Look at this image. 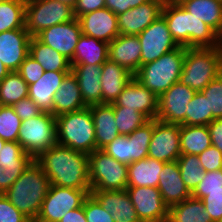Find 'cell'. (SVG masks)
<instances>
[{
  "label": "cell",
  "mask_w": 222,
  "mask_h": 222,
  "mask_svg": "<svg viewBox=\"0 0 222 222\" xmlns=\"http://www.w3.org/2000/svg\"><path fill=\"white\" fill-rule=\"evenodd\" d=\"M35 161L43 168L51 185L91 190L89 154L56 143Z\"/></svg>",
  "instance_id": "cell-1"
},
{
  "label": "cell",
  "mask_w": 222,
  "mask_h": 222,
  "mask_svg": "<svg viewBox=\"0 0 222 222\" xmlns=\"http://www.w3.org/2000/svg\"><path fill=\"white\" fill-rule=\"evenodd\" d=\"M171 37L185 48H215L222 46V38L206 23L192 16L180 4L163 5L162 15Z\"/></svg>",
  "instance_id": "cell-2"
},
{
  "label": "cell",
  "mask_w": 222,
  "mask_h": 222,
  "mask_svg": "<svg viewBox=\"0 0 222 222\" xmlns=\"http://www.w3.org/2000/svg\"><path fill=\"white\" fill-rule=\"evenodd\" d=\"M50 185L43 168L34 160L3 194L21 213L34 222Z\"/></svg>",
  "instance_id": "cell-3"
},
{
  "label": "cell",
  "mask_w": 222,
  "mask_h": 222,
  "mask_svg": "<svg viewBox=\"0 0 222 222\" xmlns=\"http://www.w3.org/2000/svg\"><path fill=\"white\" fill-rule=\"evenodd\" d=\"M57 143L90 154L97 150L89 106L55 117Z\"/></svg>",
  "instance_id": "cell-4"
},
{
  "label": "cell",
  "mask_w": 222,
  "mask_h": 222,
  "mask_svg": "<svg viewBox=\"0 0 222 222\" xmlns=\"http://www.w3.org/2000/svg\"><path fill=\"white\" fill-rule=\"evenodd\" d=\"M185 54L186 48L178 46L155 61L140 66L134 78L159 97L179 81Z\"/></svg>",
  "instance_id": "cell-5"
},
{
  "label": "cell",
  "mask_w": 222,
  "mask_h": 222,
  "mask_svg": "<svg viewBox=\"0 0 222 222\" xmlns=\"http://www.w3.org/2000/svg\"><path fill=\"white\" fill-rule=\"evenodd\" d=\"M222 73V46L215 48H186L179 81L195 92L202 91Z\"/></svg>",
  "instance_id": "cell-6"
},
{
  "label": "cell",
  "mask_w": 222,
  "mask_h": 222,
  "mask_svg": "<svg viewBox=\"0 0 222 222\" xmlns=\"http://www.w3.org/2000/svg\"><path fill=\"white\" fill-rule=\"evenodd\" d=\"M91 191L126 190L128 165L115 160L102 149L89 154Z\"/></svg>",
  "instance_id": "cell-7"
},
{
  "label": "cell",
  "mask_w": 222,
  "mask_h": 222,
  "mask_svg": "<svg viewBox=\"0 0 222 222\" xmlns=\"http://www.w3.org/2000/svg\"><path fill=\"white\" fill-rule=\"evenodd\" d=\"M17 142L36 159L57 143L55 116L42 111L36 117L22 120Z\"/></svg>",
  "instance_id": "cell-8"
},
{
  "label": "cell",
  "mask_w": 222,
  "mask_h": 222,
  "mask_svg": "<svg viewBox=\"0 0 222 222\" xmlns=\"http://www.w3.org/2000/svg\"><path fill=\"white\" fill-rule=\"evenodd\" d=\"M74 19V8L59 0H34L25 6V29L31 37L51 26Z\"/></svg>",
  "instance_id": "cell-9"
},
{
  "label": "cell",
  "mask_w": 222,
  "mask_h": 222,
  "mask_svg": "<svg viewBox=\"0 0 222 222\" xmlns=\"http://www.w3.org/2000/svg\"><path fill=\"white\" fill-rule=\"evenodd\" d=\"M90 192L91 190L50 185L34 222H59L68 211L83 206Z\"/></svg>",
  "instance_id": "cell-10"
},
{
  "label": "cell",
  "mask_w": 222,
  "mask_h": 222,
  "mask_svg": "<svg viewBox=\"0 0 222 222\" xmlns=\"http://www.w3.org/2000/svg\"><path fill=\"white\" fill-rule=\"evenodd\" d=\"M180 155V124L153 119V133L148 147V157L163 162H172L176 161Z\"/></svg>",
  "instance_id": "cell-11"
},
{
  "label": "cell",
  "mask_w": 222,
  "mask_h": 222,
  "mask_svg": "<svg viewBox=\"0 0 222 222\" xmlns=\"http://www.w3.org/2000/svg\"><path fill=\"white\" fill-rule=\"evenodd\" d=\"M141 49V66L153 62L178 45L171 37L166 20L160 16L138 35Z\"/></svg>",
  "instance_id": "cell-12"
},
{
  "label": "cell",
  "mask_w": 222,
  "mask_h": 222,
  "mask_svg": "<svg viewBox=\"0 0 222 222\" xmlns=\"http://www.w3.org/2000/svg\"><path fill=\"white\" fill-rule=\"evenodd\" d=\"M126 191L141 222H167L169 207L157 187L127 186Z\"/></svg>",
  "instance_id": "cell-13"
},
{
  "label": "cell",
  "mask_w": 222,
  "mask_h": 222,
  "mask_svg": "<svg viewBox=\"0 0 222 222\" xmlns=\"http://www.w3.org/2000/svg\"><path fill=\"white\" fill-rule=\"evenodd\" d=\"M196 92L180 81L159 96L156 119L181 124L186 118L187 105Z\"/></svg>",
  "instance_id": "cell-14"
},
{
  "label": "cell",
  "mask_w": 222,
  "mask_h": 222,
  "mask_svg": "<svg viewBox=\"0 0 222 222\" xmlns=\"http://www.w3.org/2000/svg\"><path fill=\"white\" fill-rule=\"evenodd\" d=\"M82 35L81 25L77 18L51 26L38 33L35 37L45 45L53 48L71 60Z\"/></svg>",
  "instance_id": "cell-15"
},
{
  "label": "cell",
  "mask_w": 222,
  "mask_h": 222,
  "mask_svg": "<svg viewBox=\"0 0 222 222\" xmlns=\"http://www.w3.org/2000/svg\"><path fill=\"white\" fill-rule=\"evenodd\" d=\"M163 2L148 0L117 15L119 34L138 36L162 15Z\"/></svg>",
  "instance_id": "cell-16"
},
{
  "label": "cell",
  "mask_w": 222,
  "mask_h": 222,
  "mask_svg": "<svg viewBox=\"0 0 222 222\" xmlns=\"http://www.w3.org/2000/svg\"><path fill=\"white\" fill-rule=\"evenodd\" d=\"M31 35L25 28L0 33V61L9 72L18 71L29 55Z\"/></svg>",
  "instance_id": "cell-17"
},
{
  "label": "cell",
  "mask_w": 222,
  "mask_h": 222,
  "mask_svg": "<svg viewBox=\"0 0 222 222\" xmlns=\"http://www.w3.org/2000/svg\"><path fill=\"white\" fill-rule=\"evenodd\" d=\"M158 101L159 97L154 92L145 88L133 77L114 103L119 107L137 110L149 120H153L157 117Z\"/></svg>",
  "instance_id": "cell-18"
},
{
  "label": "cell",
  "mask_w": 222,
  "mask_h": 222,
  "mask_svg": "<svg viewBox=\"0 0 222 222\" xmlns=\"http://www.w3.org/2000/svg\"><path fill=\"white\" fill-rule=\"evenodd\" d=\"M78 20L85 36L110 43L119 35L117 15L106 7L81 15Z\"/></svg>",
  "instance_id": "cell-19"
},
{
  "label": "cell",
  "mask_w": 222,
  "mask_h": 222,
  "mask_svg": "<svg viewBox=\"0 0 222 222\" xmlns=\"http://www.w3.org/2000/svg\"><path fill=\"white\" fill-rule=\"evenodd\" d=\"M141 49L138 36L119 34L108 47V60L125 67L133 75L141 66Z\"/></svg>",
  "instance_id": "cell-20"
},
{
  "label": "cell",
  "mask_w": 222,
  "mask_h": 222,
  "mask_svg": "<svg viewBox=\"0 0 222 222\" xmlns=\"http://www.w3.org/2000/svg\"><path fill=\"white\" fill-rule=\"evenodd\" d=\"M111 214L114 222H141L126 190L90 192Z\"/></svg>",
  "instance_id": "cell-21"
},
{
  "label": "cell",
  "mask_w": 222,
  "mask_h": 222,
  "mask_svg": "<svg viewBox=\"0 0 222 222\" xmlns=\"http://www.w3.org/2000/svg\"><path fill=\"white\" fill-rule=\"evenodd\" d=\"M157 188L161 193L163 202L168 207L191 197V193L186 188L180 175L177 160L164 163V167L159 175Z\"/></svg>",
  "instance_id": "cell-22"
},
{
  "label": "cell",
  "mask_w": 222,
  "mask_h": 222,
  "mask_svg": "<svg viewBox=\"0 0 222 222\" xmlns=\"http://www.w3.org/2000/svg\"><path fill=\"white\" fill-rule=\"evenodd\" d=\"M76 77L83 102L87 105L102 104V65L78 64L71 67Z\"/></svg>",
  "instance_id": "cell-23"
},
{
  "label": "cell",
  "mask_w": 222,
  "mask_h": 222,
  "mask_svg": "<svg viewBox=\"0 0 222 222\" xmlns=\"http://www.w3.org/2000/svg\"><path fill=\"white\" fill-rule=\"evenodd\" d=\"M68 73L70 72L45 71L37 82L28 85V97L41 111L53 115V96Z\"/></svg>",
  "instance_id": "cell-24"
},
{
  "label": "cell",
  "mask_w": 222,
  "mask_h": 222,
  "mask_svg": "<svg viewBox=\"0 0 222 222\" xmlns=\"http://www.w3.org/2000/svg\"><path fill=\"white\" fill-rule=\"evenodd\" d=\"M101 74L102 104L114 103L123 88L134 77L125 67L109 60L102 65Z\"/></svg>",
  "instance_id": "cell-25"
},
{
  "label": "cell",
  "mask_w": 222,
  "mask_h": 222,
  "mask_svg": "<svg viewBox=\"0 0 222 222\" xmlns=\"http://www.w3.org/2000/svg\"><path fill=\"white\" fill-rule=\"evenodd\" d=\"M86 106L76 77L72 72L68 73L53 96V116L77 111Z\"/></svg>",
  "instance_id": "cell-26"
},
{
  "label": "cell",
  "mask_w": 222,
  "mask_h": 222,
  "mask_svg": "<svg viewBox=\"0 0 222 222\" xmlns=\"http://www.w3.org/2000/svg\"><path fill=\"white\" fill-rule=\"evenodd\" d=\"M94 121L97 149H102L118 137L114 108L112 104H94L89 106Z\"/></svg>",
  "instance_id": "cell-27"
},
{
  "label": "cell",
  "mask_w": 222,
  "mask_h": 222,
  "mask_svg": "<svg viewBox=\"0 0 222 222\" xmlns=\"http://www.w3.org/2000/svg\"><path fill=\"white\" fill-rule=\"evenodd\" d=\"M109 43L81 35L77 42L71 67L78 64L103 65L108 60Z\"/></svg>",
  "instance_id": "cell-28"
},
{
  "label": "cell",
  "mask_w": 222,
  "mask_h": 222,
  "mask_svg": "<svg viewBox=\"0 0 222 222\" xmlns=\"http://www.w3.org/2000/svg\"><path fill=\"white\" fill-rule=\"evenodd\" d=\"M164 163L147 156L145 159L129 164L127 186L157 187Z\"/></svg>",
  "instance_id": "cell-29"
},
{
  "label": "cell",
  "mask_w": 222,
  "mask_h": 222,
  "mask_svg": "<svg viewBox=\"0 0 222 222\" xmlns=\"http://www.w3.org/2000/svg\"><path fill=\"white\" fill-rule=\"evenodd\" d=\"M180 5L200 19L222 38V2L218 0H183Z\"/></svg>",
  "instance_id": "cell-30"
},
{
  "label": "cell",
  "mask_w": 222,
  "mask_h": 222,
  "mask_svg": "<svg viewBox=\"0 0 222 222\" xmlns=\"http://www.w3.org/2000/svg\"><path fill=\"white\" fill-rule=\"evenodd\" d=\"M29 55L44 68V71L71 72L70 60L36 37H31Z\"/></svg>",
  "instance_id": "cell-31"
},
{
  "label": "cell",
  "mask_w": 222,
  "mask_h": 222,
  "mask_svg": "<svg viewBox=\"0 0 222 222\" xmlns=\"http://www.w3.org/2000/svg\"><path fill=\"white\" fill-rule=\"evenodd\" d=\"M167 222H212L200 199L190 197L168 208Z\"/></svg>",
  "instance_id": "cell-32"
},
{
  "label": "cell",
  "mask_w": 222,
  "mask_h": 222,
  "mask_svg": "<svg viewBox=\"0 0 222 222\" xmlns=\"http://www.w3.org/2000/svg\"><path fill=\"white\" fill-rule=\"evenodd\" d=\"M211 146L210 132L206 125H180L181 154L198 155Z\"/></svg>",
  "instance_id": "cell-33"
},
{
  "label": "cell",
  "mask_w": 222,
  "mask_h": 222,
  "mask_svg": "<svg viewBox=\"0 0 222 222\" xmlns=\"http://www.w3.org/2000/svg\"><path fill=\"white\" fill-rule=\"evenodd\" d=\"M28 84L17 71H12L0 82V105L12 106L28 97Z\"/></svg>",
  "instance_id": "cell-34"
},
{
  "label": "cell",
  "mask_w": 222,
  "mask_h": 222,
  "mask_svg": "<svg viewBox=\"0 0 222 222\" xmlns=\"http://www.w3.org/2000/svg\"><path fill=\"white\" fill-rule=\"evenodd\" d=\"M25 6L22 0H5L0 3V33L25 28Z\"/></svg>",
  "instance_id": "cell-35"
},
{
  "label": "cell",
  "mask_w": 222,
  "mask_h": 222,
  "mask_svg": "<svg viewBox=\"0 0 222 222\" xmlns=\"http://www.w3.org/2000/svg\"><path fill=\"white\" fill-rule=\"evenodd\" d=\"M180 175L190 193L204 178L205 171L197 155L181 154L177 159Z\"/></svg>",
  "instance_id": "cell-36"
},
{
  "label": "cell",
  "mask_w": 222,
  "mask_h": 222,
  "mask_svg": "<svg viewBox=\"0 0 222 222\" xmlns=\"http://www.w3.org/2000/svg\"><path fill=\"white\" fill-rule=\"evenodd\" d=\"M186 118L180 125H208L214 118L209 113L208 99L196 92L187 105Z\"/></svg>",
  "instance_id": "cell-37"
},
{
  "label": "cell",
  "mask_w": 222,
  "mask_h": 222,
  "mask_svg": "<svg viewBox=\"0 0 222 222\" xmlns=\"http://www.w3.org/2000/svg\"><path fill=\"white\" fill-rule=\"evenodd\" d=\"M116 126L120 135H129L137 128L143 126L149 119L137 110L119 107L112 103Z\"/></svg>",
  "instance_id": "cell-38"
},
{
  "label": "cell",
  "mask_w": 222,
  "mask_h": 222,
  "mask_svg": "<svg viewBox=\"0 0 222 222\" xmlns=\"http://www.w3.org/2000/svg\"><path fill=\"white\" fill-rule=\"evenodd\" d=\"M153 133V120L134 130L130 135L132 163L148 156V147Z\"/></svg>",
  "instance_id": "cell-39"
},
{
  "label": "cell",
  "mask_w": 222,
  "mask_h": 222,
  "mask_svg": "<svg viewBox=\"0 0 222 222\" xmlns=\"http://www.w3.org/2000/svg\"><path fill=\"white\" fill-rule=\"evenodd\" d=\"M22 120L11 106L0 105V138L16 142Z\"/></svg>",
  "instance_id": "cell-40"
},
{
  "label": "cell",
  "mask_w": 222,
  "mask_h": 222,
  "mask_svg": "<svg viewBox=\"0 0 222 222\" xmlns=\"http://www.w3.org/2000/svg\"><path fill=\"white\" fill-rule=\"evenodd\" d=\"M191 197L200 199L203 202L212 222L222 221V190L193 191Z\"/></svg>",
  "instance_id": "cell-41"
},
{
  "label": "cell",
  "mask_w": 222,
  "mask_h": 222,
  "mask_svg": "<svg viewBox=\"0 0 222 222\" xmlns=\"http://www.w3.org/2000/svg\"><path fill=\"white\" fill-rule=\"evenodd\" d=\"M102 150L119 162L127 165L132 164L130 135H119Z\"/></svg>",
  "instance_id": "cell-42"
},
{
  "label": "cell",
  "mask_w": 222,
  "mask_h": 222,
  "mask_svg": "<svg viewBox=\"0 0 222 222\" xmlns=\"http://www.w3.org/2000/svg\"><path fill=\"white\" fill-rule=\"evenodd\" d=\"M33 161L0 163V194L5 193Z\"/></svg>",
  "instance_id": "cell-43"
},
{
  "label": "cell",
  "mask_w": 222,
  "mask_h": 222,
  "mask_svg": "<svg viewBox=\"0 0 222 222\" xmlns=\"http://www.w3.org/2000/svg\"><path fill=\"white\" fill-rule=\"evenodd\" d=\"M201 92L208 99L209 113H212L213 118H222V73Z\"/></svg>",
  "instance_id": "cell-44"
},
{
  "label": "cell",
  "mask_w": 222,
  "mask_h": 222,
  "mask_svg": "<svg viewBox=\"0 0 222 222\" xmlns=\"http://www.w3.org/2000/svg\"><path fill=\"white\" fill-rule=\"evenodd\" d=\"M84 213L87 222H114L111 214L91 193L84 200Z\"/></svg>",
  "instance_id": "cell-45"
},
{
  "label": "cell",
  "mask_w": 222,
  "mask_h": 222,
  "mask_svg": "<svg viewBox=\"0 0 222 222\" xmlns=\"http://www.w3.org/2000/svg\"><path fill=\"white\" fill-rule=\"evenodd\" d=\"M34 160L35 159L31 155L23 150L22 146L17 141H6L0 151V163Z\"/></svg>",
  "instance_id": "cell-46"
},
{
  "label": "cell",
  "mask_w": 222,
  "mask_h": 222,
  "mask_svg": "<svg viewBox=\"0 0 222 222\" xmlns=\"http://www.w3.org/2000/svg\"><path fill=\"white\" fill-rule=\"evenodd\" d=\"M22 79L28 84L37 82L44 74V68L34 60L30 55H28L17 71Z\"/></svg>",
  "instance_id": "cell-47"
},
{
  "label": "cell",
  "mask_w": 222,
  "mask_h": 222,
  "mask_svg": "<svg viewBox=\"0 0 222 222\" xmlns=\"http://www.w3.org/2000/svg\"><path fill=\"white\" fill-rule=\"evenodd\" d=\"M0 222H32L4 194H0Z\"/></svg>",
  "instance_id": "cell-48"
},
{
  "label": "cell",
  "mask_w": 222,
  "mask_h": 222,
  "mask_svg": "<svg viewBox=\"0 0 222 222\" xmlns=\"http://www.w3.org/2000/svg\"><path fill=\"white\" fill-rule=\"evenodd\" d=\"M205 172L222 169V152L211 145L197 155Z\"/></svg>",
  "instance_id": "cell-49"
},
{
  "label": "cell",
  "mask_w": 222,
  "mask_h": 222,
  "mask_svg": "<svg viewBox=\"0 0 222 222\" xmlns=\"http://www.w3.org/2000/svg\"><path fill=\"white\" fill-rule=\"evenodd\" d=\"M216 190H222V169L205 172L204 178L194 189V191Z\"/></svg>",
  "instance_id": "cell-50"
},
{
  "label": "cell",
  "mask_w": 222,
  "mask_h": 222,
  "mask_svg": "<svg viewBox=\"0 0 222 222\" xmlns=\"http://www.w3.org/2000/svg\"><path fill=\"white\" fill-rule=\"evenodd\" d=\"M21 120L38 116L42 111L29 97L21 99L11 106Z\"/></svg>",
  "instance_id": "cell-51"
},
{
  "label": "cell",
  "mask_w": 222,
  "mask_h": 222,
  "mask_svg": "<svg viewBox=\"0 0 222 222\" xmlns=\"http://www.w3.org/2000/svg\"><path fill=\"white\" fill-rule=\"evenodd\" d=\"M147 1L148 0H105V7L114 14L119 15Z\"/></svg>",
  "instance_id": "cell-52"
},
{
  "label": "cell",
  "mask_w": 222,
  "mask_h": 222,
  "mask_svg": "<svg viewBox=\"0 0 222 222\" xmlns=\"http://www.w3.org/2000/svg\"><path fill=\"white\" fill-rule=\"evenodd\" d=\"M105 7V0H77L74 8L75 18Z\"/></svg>",
  "instance_id": "cell-53"
},
{
  "label": "cell",
  "mask_w": 222,
  "mask_h": 222,
  "mask_svg": "<svg viewBox=\"0 0 222 222\" xmlns=\"http://www.w3.org/2000/svg\"><path fill=\"white\" fill-rule=\"evenodd\" d=\"M211 145L222 152V118L213 119L208 125Z\"/></svg>",
  "instance_id": "cell-54"
},
{
  "label": "cell",
  "mask_w": 222,
  "mask_h": 222,
  "mask_svg": "<svg viewBox=\"0 0 222 222\" xmlns=\"http://www.w3.org/2000/svg\"><path fill=\"white\" fill-rule=\"evenodd\" d=\"M59 222H87L83 206L68 211Z\"/></svg>",
  "instance_id": "cell-55"
},
{
  "label": "cell",
  "mask_w": 222,
  "mask_h": 222,
  "mask_svg": "<svg viewBox=\"0 0 222 222\" xmlns=\"http://www.w3.org/2000/svg\"><path fill=\"white\" fill-rule=\"evenodd\" d=\"M8 73H9V71L3 65V63L0 61V82L7 76Z\"/></svg>",
  "instance_id": "cell-56"
},
{
  "label": "cell",
  "mask_w": 222,
  "mask_h": 222,
  "mask_svg": "<svg viewBox=\"0 0 222 222\" xmlns=\"http://www.w3.org/2000/svg\"><path fill=\"white\" fill-rule=\"evenodd\" d=\"M164 5L167 4H180L183 0H161Z\"/></svg>",
  "instance_id": "cell-57"
},
{
  "label": "cell",
  "mask_w": 222,
  "mask_h": 222,
  "mask_svg": "<svg viewBox=\"0 0 222 222\" xmlns=\"http://www.w3.org/2000/svg\"><path fill=\"white\" fill-rule=\"evenodd\" d=\"M60 2H63V3H67L69 5H71L72 7H74L77 3V0H59Z\"/></svg>",
  "instance_id": "cell-58"
},
{
  "label": "cell",
  "mask_w": 222,
  "mask_h": 222,
  "mask_svg": "<svg viewBox=\"0 0 222 222\" xmlns=\"http://www.w3.org/2000/svg\"><path fill=\"white\" fill-rule=\"evenodd\" d=\"M5 140H2L1 138H0V151H1V148L3 147V145L5 144Z\"/></svg>",
  "instance_id": "cell-59"
},
{
  "label": "cell",
  "mask_w": 222,
  "mask_h": 222,
  "mask_svg": "<svg viewBox=\"0 0 222 222\" xmlns=\"http://www.w3.org/2000/svg\"><path fill=\"white\" fill-rule=\"evenodd\" d=\"M24 3H28L30 1H34V0H22Z\"/></svg>",
  "instance_id": "cell-60"
}]
</instances>
